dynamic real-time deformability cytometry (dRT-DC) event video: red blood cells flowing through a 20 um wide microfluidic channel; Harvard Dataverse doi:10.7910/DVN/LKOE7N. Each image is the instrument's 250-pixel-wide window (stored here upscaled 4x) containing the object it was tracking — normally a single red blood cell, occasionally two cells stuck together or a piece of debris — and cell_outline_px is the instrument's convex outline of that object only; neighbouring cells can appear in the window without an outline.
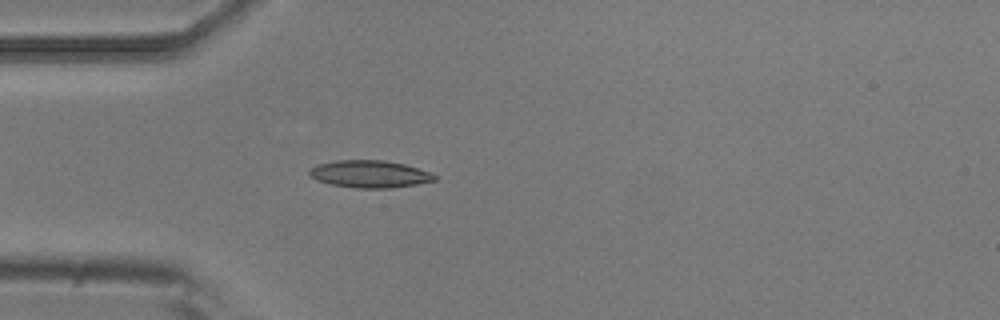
{"species": "common noctule bat (a hibernating species)", "species_latin": "Nyctalus noctula", "temperature_condition": "room temperature", "stored_images_in_passage": 5, "camera_frame_rate_fps": 3000, "um_per_image_px": 0.085, "animal": {"sex": "male", "body_mass_g": 20.5, "forearm_length_mm": 52.5}, "frame": {"image": 1, "passage_image": 5, "time_ms": 1.333, "image_size_px": [1000, 320], "cell_outline_px": [[436, 180], [416, 184], [392, 188], [356, 188], [332, 184], [316, 180], [308, 172], [316, 164], [336, 160], [384, 160], [404, 164], [432, 172], [436, 176]], "centroid_in_image_um": [31.44, 14.79], "position_along_channel_um": 53.6, "area_um2": 19.88}}